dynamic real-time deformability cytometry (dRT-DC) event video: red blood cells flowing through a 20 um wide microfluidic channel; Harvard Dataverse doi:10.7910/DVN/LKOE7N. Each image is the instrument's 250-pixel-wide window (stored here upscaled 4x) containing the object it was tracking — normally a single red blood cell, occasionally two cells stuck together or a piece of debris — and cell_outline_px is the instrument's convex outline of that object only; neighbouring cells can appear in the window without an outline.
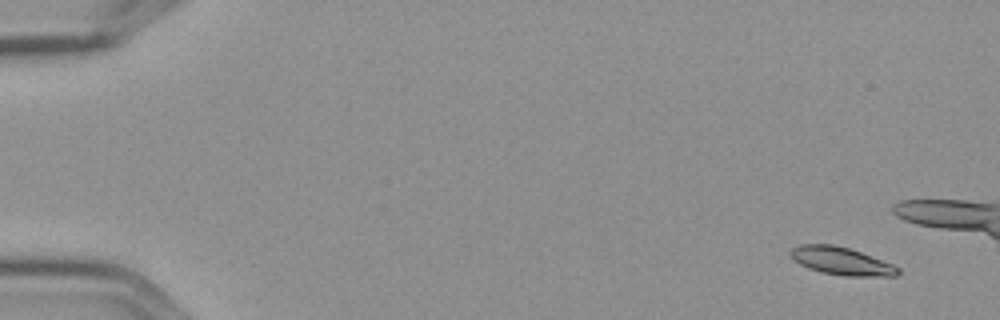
{"species": "Egyptian fruit bat (a non-hibernating species)", "species_latin": "Rousettus aegyptiacus", "temperature_condition": "cold", "stored_images_in_passage": 4, "camera_frame_rate_fps": 3000, "um_per_image_px": 0.085, "frame": {"image": 1, "passage_image": 4, "time_ms": 1.0, "image_size_px": [1000, 320], "cell_outline_px": [[900, 272], [896, 276], [844, 276], [820, 272], [808, 268], [800, 264], [788, 252], [792, 248], [800, 244], [832, 244], [848, 248], [860, 252], [892, 264], [900, 268]], "centroid_in_image_um": [71.51, 22.19], "position_along_channel_um": 13.5, "area_um2": 17.28}}